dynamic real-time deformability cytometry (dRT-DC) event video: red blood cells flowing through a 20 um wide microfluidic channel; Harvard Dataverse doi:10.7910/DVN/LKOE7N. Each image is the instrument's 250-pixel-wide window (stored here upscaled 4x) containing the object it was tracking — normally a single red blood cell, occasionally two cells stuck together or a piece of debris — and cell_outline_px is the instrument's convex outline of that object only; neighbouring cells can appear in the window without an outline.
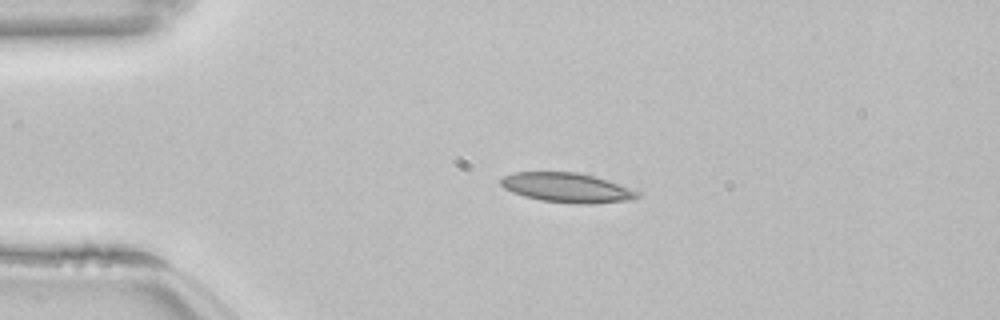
{"species": "common noctule bat (a hibernating species)", "species_latin": "Nyctalus noctula", "temperature_condition": "room temperature", "stored_images_in_passage": 42, "camera_frame_rate_fps": 3000, "um_per_image_px": 0.085, "animal": {"sex": "female", "body_mass_g": 22.7, "forearm_length_mm": 54.2}, "frame": {"image": 1, "passage_image": 1, "time_ms": 0.0, "image_size_px": [1000, 320], "cell_outline_px": [[644, 192], [636, 200], [588, 204], [576, 204], [540, 200], [524, 196], [512, 192], [504, 188], [500, 184], [500, 180], [504, 176], [512, 172], [576, 172], [596, 176]], "centroid_in_image_um": [48.27, 15.96], "position_along_channel_um": 36.7, "area_um2": 23.99}}
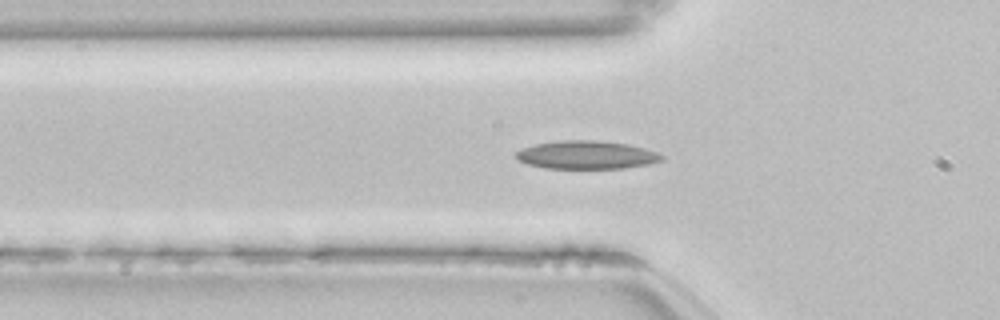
{"frame": {"image": 2, "passage_image": 7, "time_ms": 2.0, "image_size_px": [1000, 320], "cell_outline_px": [[664, 160], [648, 164], [624, 168], [544, 168], [528, 164], [520, 160], [516, 156], [516, 152], [524, 148], [536, 144], [560, 140], [592, 140], [628, 144], [644, 148], [656, 152], [664, 156]], "centroid_in_image_um": [49.89, 13.17], "position_along_channel_um": 75.9, "area_um2": 23.7}}
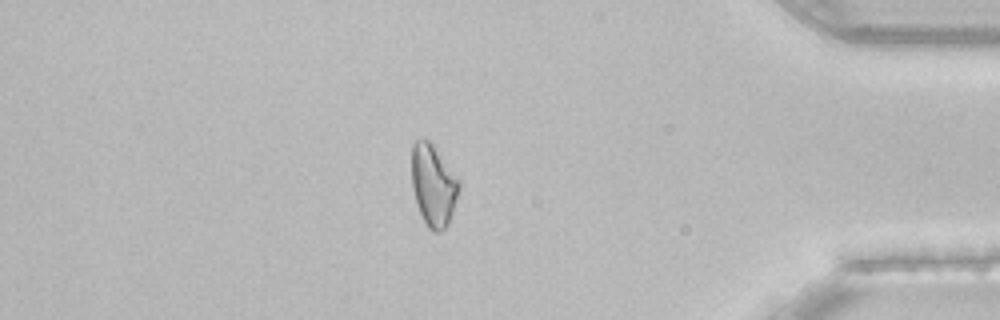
{"frame": {"image": 3, "passage_image": 35, "time_ms": 11.333, "image_size_px": [1000, 320], "cell_outline_px": [[460, 188], [448, 224], [440, 232], [432, 232], [428, 228], [416, 204], [412, 188], [412, 144], [416, 140], [428, 140], [432, 144], [460, 180]], "centroid_in_image_um": [36.83, 15.77], "position_along_channel_um": 398.4, "area_um2": 22.37}, "authors_computed_cell_mechanics": {"area_um2": 22.0796, "velocity_mm_per_s": 3.8463, "shape_relaxation_time_tau1_ms": null, "shape_relaxation_time_tau2_ms": 10.6172, "deformation_change_tau1": null, "deformation_change_tau2": 0.1963}}